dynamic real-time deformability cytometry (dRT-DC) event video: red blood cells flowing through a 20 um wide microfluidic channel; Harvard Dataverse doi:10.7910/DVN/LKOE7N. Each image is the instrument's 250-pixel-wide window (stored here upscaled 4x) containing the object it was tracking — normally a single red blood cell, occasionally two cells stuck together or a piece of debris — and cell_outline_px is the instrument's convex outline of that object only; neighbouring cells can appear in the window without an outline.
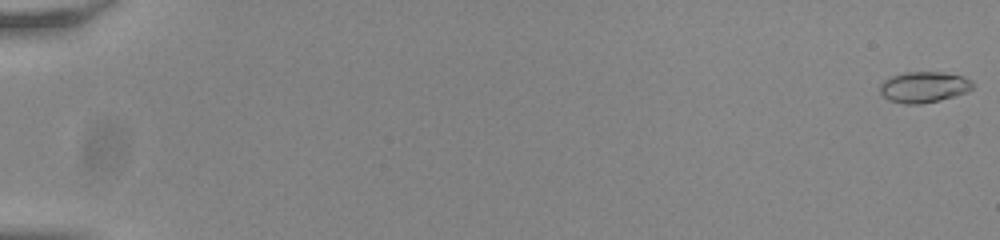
{"species": "common noctule bat (a hibernating species)", "species_latin": "Nyctalus noctula", "temperature_condition": "room temperature", "stored_images_in_passage": 55, "camera_frame_rate_fps": 3000, "um_per_image_px": 0.085, "animal": {"sex": "male", "body_mass_g": 20.0, "forearm_length_mm": 53.3}, "frame": {"image": 1, "passage_image": 1, "time_ms": 0.0, "image_size_px": [1000, 240], "cell_outline_px": [[972, 88], [964, 92], [940, 100], [920, 104], [904, 104], [888, 100], [880, 92], [880, 84], [884, 80], [892, 76], [904, 72], [940, 72], [960, 76], [972, 80]], "centroid_in_image_um": [78.47, 7.4], "position_along_channel_um": 6.5, "area_um2": 16.47}}
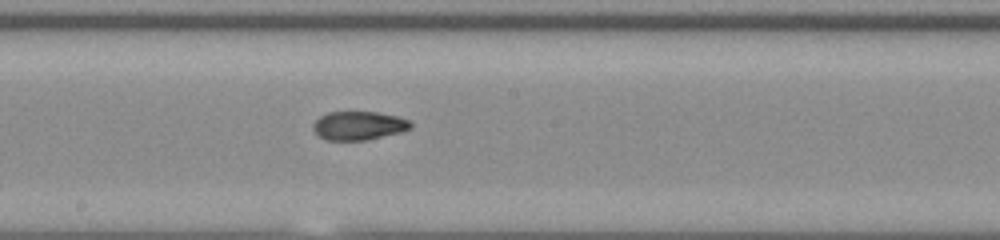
{"frame": {"image": 2, "passage_image": 33, "time_ms": 10.667, "image_size_px": [1000, 240], "cell_outline_px": [[412, 128], [400, 132], [364, 140], [324, 140], [312, 128], [312, 124], [320, 116], [328, 112], [376, 112], [396, 116], [408, 120], [412, 124]], "centroid_in_image_um": [30.46, 10.67], "position_along_channel_um": 217.7, "area_um2": 16.13}}
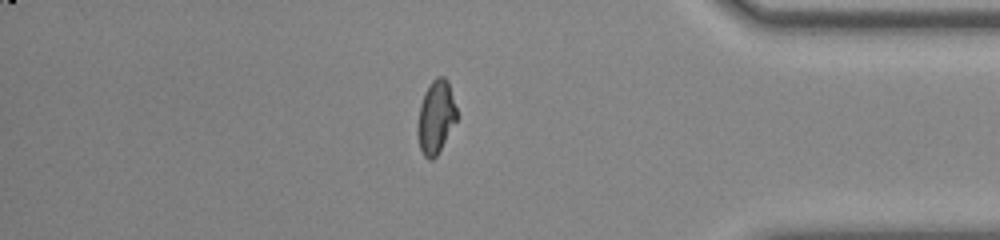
{"frame": {"image": 3, "passage_image": 49, "time_ms": 16.0, "image_size_px": [1000, 240], "cell_outline_px": [[456, 120], [436, 156], [432, 160], [428, 160], [424, 156], [420, 148], [416, 132], [420, 104], [424, 92], [428, 84], [436, 76], [444, 76], [448, 80], [456, 108]], "centroid_in_image_um": [37.02, 9.92], "position_along_channel_um": 398.2, "area_um2": 16.65}}